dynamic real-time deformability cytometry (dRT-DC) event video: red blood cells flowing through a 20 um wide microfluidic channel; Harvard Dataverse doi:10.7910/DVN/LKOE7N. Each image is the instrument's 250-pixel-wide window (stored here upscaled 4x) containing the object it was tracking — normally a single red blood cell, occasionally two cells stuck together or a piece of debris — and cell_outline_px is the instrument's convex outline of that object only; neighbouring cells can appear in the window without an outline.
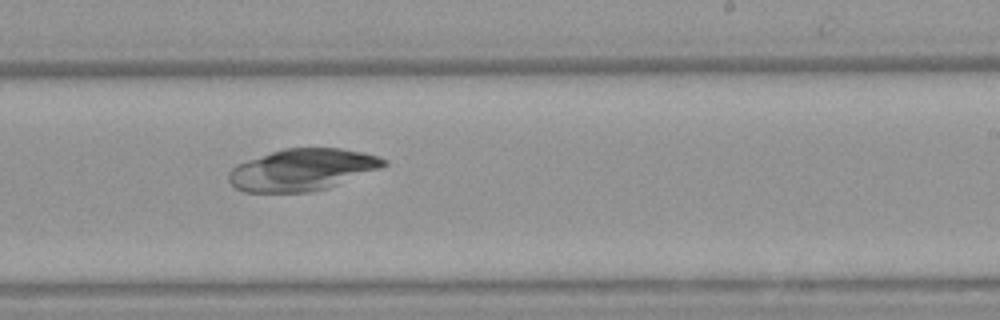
{"species": "Egyptian fruit bat (a non-hibernating species)", "species_latin": "Rousettus aegyptiacus", "temperature_condition": "warm", "stored_images_in_passage": 36, "camera_frame_rate_fps": 3000, "um_per_image_px": 0.085, "animal": {"sex": "female"}, "frame": {"image": 1, "passage_image": 16, "time_ms": 5.0, "image_size_px": [1000, 320], "cell_outline_px": [[388, 164], [380, 168], [328, 188], [308, 192], [244, 192], [236, 188], [228, 180], [228, 172], [236, 164], [284, 148], [340, 148], [364, 152], [380, 156], [388, 160]], "centroid_in_image_um": [25.7, 14.42], "position_along_channel_um": 263.3, "area_um2": 37.69}}
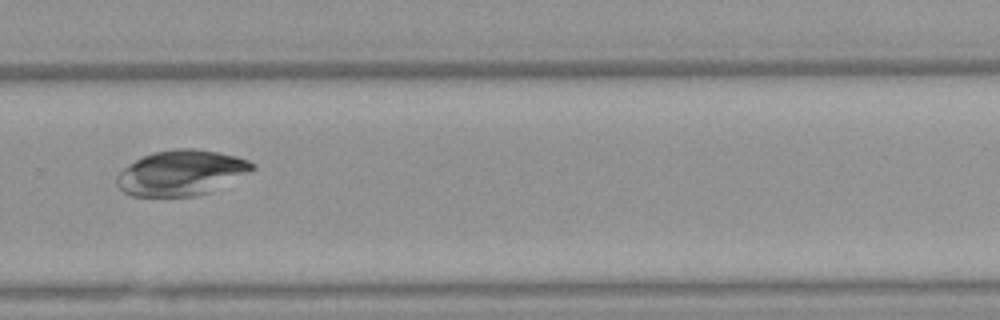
{"frame": {"image": 2, "passage_image": 20, "time_ms": 6.333, "image_size_px": [1000, 320], "cell_outline_px": [[256, 168], [208, 192], [192, 196], [132, 196], [124, 192], [116, 184], [116, 176], [124, 168], [136, 160], [152, 152], [172, 148], [192, 148], [216, 152], [236, 156], [248, 160], [256, 164]], "centroid_in_image_um": [15.37, 14.67], "position_along_channel_um": 314.4, "area_um2": 35.32}}